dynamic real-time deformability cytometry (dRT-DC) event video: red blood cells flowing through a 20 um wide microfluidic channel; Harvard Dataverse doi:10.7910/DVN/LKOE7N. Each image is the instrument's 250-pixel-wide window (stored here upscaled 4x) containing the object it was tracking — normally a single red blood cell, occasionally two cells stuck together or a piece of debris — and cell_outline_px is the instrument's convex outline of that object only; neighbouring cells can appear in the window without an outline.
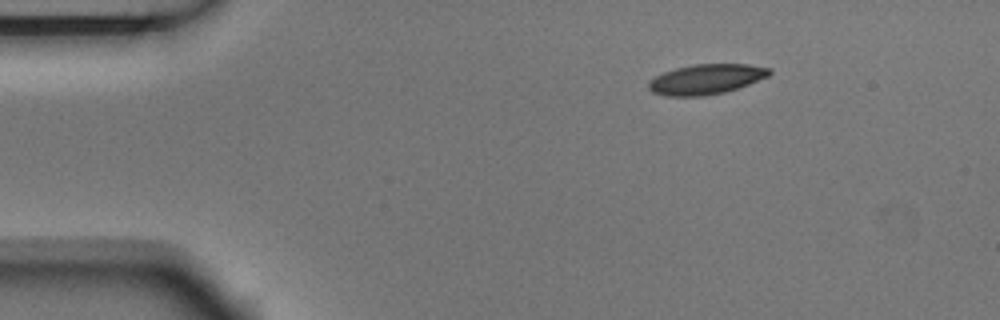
{"species": "Egyptian fruit bat (a non-hibernating species)", "species_latin": "Rousettus aegyptiacus", "temperature_condition": "room temperature", "stored_images_in_passage": 3, "camera_frame_rate_fps": 3000, "um_per_image_px": 0.085, "animal": {"sex": "male"}, "frame": {"image": 1, "passage_image": 1, "time_ms": 0.0, "image_size_px": [1000, 320], "cell_outline_px": [[772, 72], [768, 76], [748, 84], [724, 92], [704, 96], [664, 96], [652, 92], [648, 88], [648, 80], [664, 72], [676, 68], [696, 64], [748, 64], [772, 68]], "centroid_in_image_um": [60.01, 6.73], "position_along_channel_um": 25.0, "area_um2": 21.15}}